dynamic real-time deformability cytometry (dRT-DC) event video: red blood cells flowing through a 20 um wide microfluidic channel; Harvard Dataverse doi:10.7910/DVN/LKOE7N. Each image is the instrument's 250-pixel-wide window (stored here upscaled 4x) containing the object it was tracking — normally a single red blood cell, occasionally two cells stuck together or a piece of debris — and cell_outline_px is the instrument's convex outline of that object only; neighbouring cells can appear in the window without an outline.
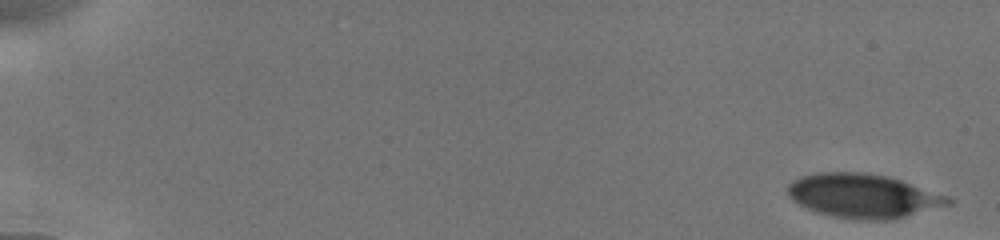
{"species": "human", "species_latin": "Homo sapiens", "temperature_condition": "cold", "stored_images_in_passage": 17, "camera_frame_rate_fps": 3000, "um_per_image_px": 0.085, "donor": {"sex": "male"}, "frame": {"image": 1, "passage_image": 1, "time_ms": 0.0, "image_size_px": [1000, 240], "cell_outline_px": [[956, 200], [952, 204], [888, 220], [860, 220], [832, 216], [816, 212], [792, 200], [788, 196], [788, 184], [792, 180], [800, 176], [816, 172], [864, 172], [888, 176], [948, 196]], "centroid_in_image_um": [73.35, 16.64], "position_along_channel_um": 11.6, "area_um2": 41.1}}